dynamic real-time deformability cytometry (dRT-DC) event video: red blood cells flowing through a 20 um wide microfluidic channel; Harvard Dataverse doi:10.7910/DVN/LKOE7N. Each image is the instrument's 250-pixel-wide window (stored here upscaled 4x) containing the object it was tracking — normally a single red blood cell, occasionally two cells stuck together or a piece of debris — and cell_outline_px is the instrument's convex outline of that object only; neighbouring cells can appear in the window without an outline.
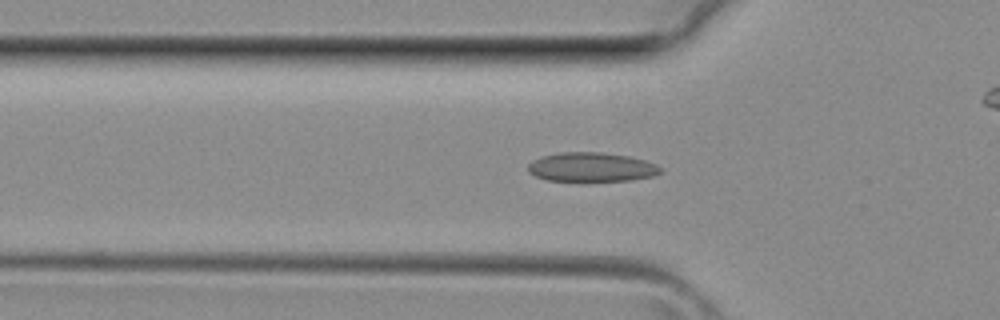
{"species": "common noctule bat (a hibernating species)", "species_latin": "Nyctalus noctula", "temperature_condition": "room temperature", "stored_images_in_passage": 34, "camera_frame_rate_fps": 3000, "um_per_image_px": 0.085, "animal": {"sex": "female", "body_mass_g": 29.2, "forearm_length_mm": 56.3}, "frame": {"image": 1, "passage_image": 11, "time_ms": 3.333, "image_size_px": [1000, 320], "cell_outline_px": [[664, 172], [652, 176], [632, 180], [580, 184], [548, 180], [536, 176], [528, 172], [528, 164], [532, 160], [544, 156], [560, 152], [600, 152], [628, 156], [644, 160], [656, 164], [664, 168]], "centroid_in_image_um": [50.29, 14.26], "position_along_channel_um": 75.5, "area_um2": 23.58}}
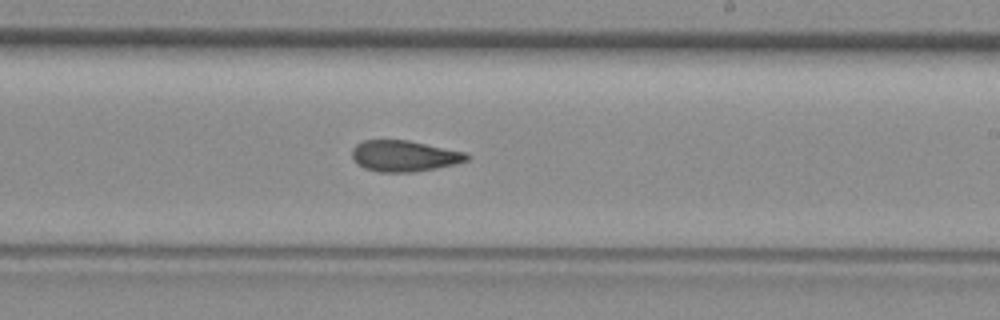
{"frame": {"image": 2, "passage_image": 21, "time_ms": 6.667, "image_size_px": [1000, 320], "cell_outline_px": [[468, 160], [456, 164], [436, 168], [412, 172], [380, 172], [364, 168], [352, 156], [352, 148], [356, 144], [364, 140], [408, 140], [468, 152]], "centroid_in_image_um": [34.39, 13.25], "position_along_channel_um": 254.6, "area_um2": 20.75}}
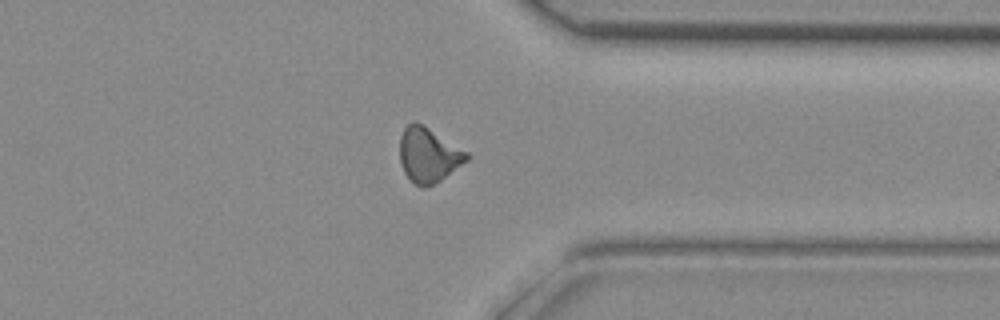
{"frame": {"image": 3, "passage_image": 28, "time_ms": 9.0, "image_size_px": [1000, 320], "cell_outline_px": [[472, 156], [468, 160], [440, 180], [424, 188], [420, 188], [404, 172], [400, 164], [400, 136], [404, 128], [412, 120], [424, 124], [468, 152]], "centroid_in_image_um": [36.42, 13.14], "position_along_channel_um": 375.0, "area_um2": 21.44}}